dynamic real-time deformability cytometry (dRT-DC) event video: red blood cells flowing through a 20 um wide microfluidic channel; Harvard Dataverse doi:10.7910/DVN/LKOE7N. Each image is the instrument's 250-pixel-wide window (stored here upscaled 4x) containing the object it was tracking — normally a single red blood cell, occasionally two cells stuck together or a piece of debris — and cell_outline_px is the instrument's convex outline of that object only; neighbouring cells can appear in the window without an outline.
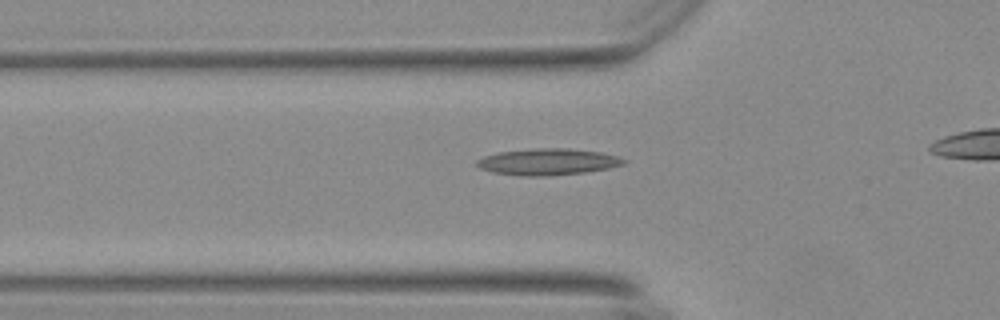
{"species": "Egyptian fruit bat (a non-hibernating species)", "species_latin": "Rousettus aegyptiacus", "temperature_condition": "warm", "stored_images_in_passage": 39, "camera_frame_rate_fps": 3000, "um_per_image_px": 0.085, "animal": {"sex": "female"}, "frame": {"image": 1, "passage_image": 10, "time_ms": 3.0, "image_size_px": [1000, 320], "cell_outline_px": [[628, 160], [624, 164], [608, 168], [584, 172], [544, 176], [520, 176], [492, 172], [480, 168], [476, 164], [476, 160], [484, 156], [496, 152], [532, 148], [568, 148], [600, 152], [616, 156]], "centroid_in_image_um": [46.52, 13.75], "position_along_channel_um": 79.3, "area_um2": 22.72}}
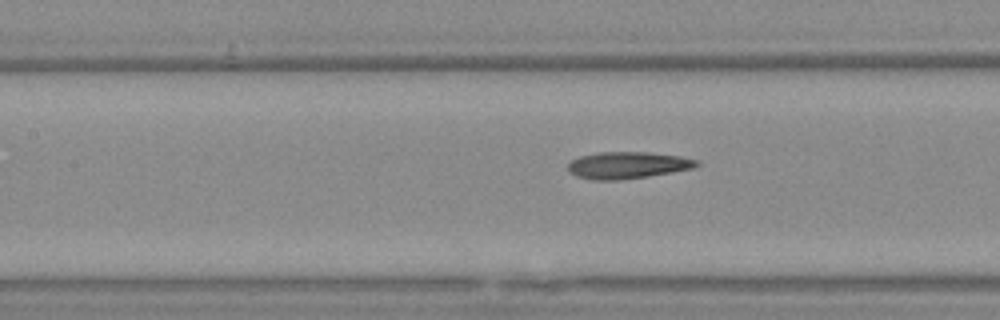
{"frame": {"image": 2, "passage_image": 16, "time_ms": 5.0, "image_size_px": [1000, 320], "cell_outline_px": [[700, 164], [692, 168], [672, 172], [648, 176], [620, 180], [592, 180], [576, 176], [568, 172], [568, 164], [572, 160], [580, 156], [600, 152], [648, 152], [680, 156], [696, 160]], "centroid_in_image_um": [53.31, 14.04], "position_along_channel_um": 154.1, "area_um2": 20.06}}
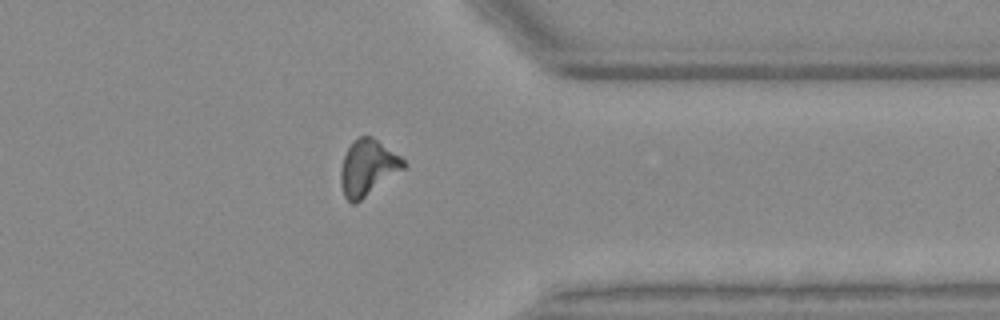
{"frame": {"image": 3, "passage_image": 35, "time_ms": 11.333, "image_size_px": [1000, 320], "cell_outline_px": [[408, 164], [404, 168], [356, 204], [352, 204], [344, 196], [340, 184], [340, 168], [344, 156], [348, 148], [360, 136], [372, 136], [400, 156]], "centroid_in_image_um": [31.24, 14.27], "position_along_channel_um": 380.2, "area_um2": 20.29}, "authors_computed_cell_mechanics": {"area_um2": 19.8832, "velocity_mm_per_s": 3.7038, "shape_relaxation_time_tau1_ms": null, "shape_relaxation_time_tau2_ms": 5.7004, "deformation_change_tau1": null, "deformation_change_tau2": 0.1667}}